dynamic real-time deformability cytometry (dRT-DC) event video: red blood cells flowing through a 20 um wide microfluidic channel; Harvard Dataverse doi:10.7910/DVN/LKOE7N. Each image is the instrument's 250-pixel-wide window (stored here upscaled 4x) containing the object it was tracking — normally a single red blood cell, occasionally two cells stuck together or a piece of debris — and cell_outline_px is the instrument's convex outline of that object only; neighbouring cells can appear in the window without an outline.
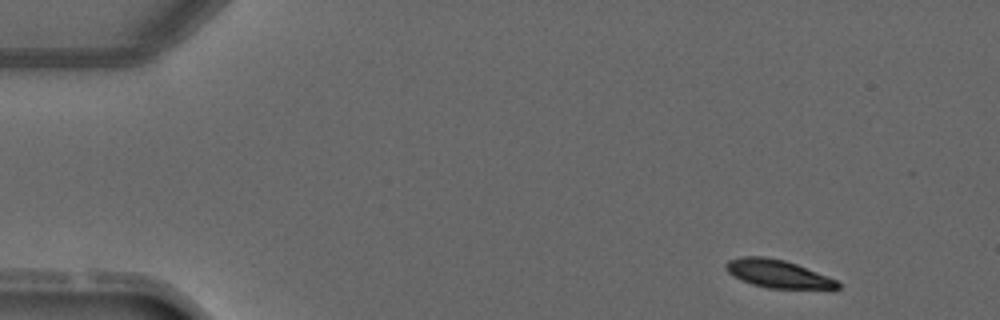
{"species": "common noctule bat (a hibernating species)", "species_latin": "Nyctalus noctula", "temperature_condition": "warm", "stored_images_in_passage": 3, "camera_frame_rate_fps": 3000, "um_per_image_px": 0.085, "animal": {"sex": "male", "forearm_length_mm": 52.5}, "frame": {"image": 1, "passage_image": 1, "time_ms": 0.0, "image_size_px": [1000, 320], "cell_outline_px": [[840, 288], [836, 292], [832, 292], [768, 288], [752, 284], [728, 272], [724, 268], [724, 264], [728, 260], [740, 256], [764, 256], [784, 260], [796, 264], [828, 276], [836, 280], [840, 284]], "centroid_in_image_um": [66.26, 23.33], "position_along_channel_um": 18.7, "area_um2": 19.02}}